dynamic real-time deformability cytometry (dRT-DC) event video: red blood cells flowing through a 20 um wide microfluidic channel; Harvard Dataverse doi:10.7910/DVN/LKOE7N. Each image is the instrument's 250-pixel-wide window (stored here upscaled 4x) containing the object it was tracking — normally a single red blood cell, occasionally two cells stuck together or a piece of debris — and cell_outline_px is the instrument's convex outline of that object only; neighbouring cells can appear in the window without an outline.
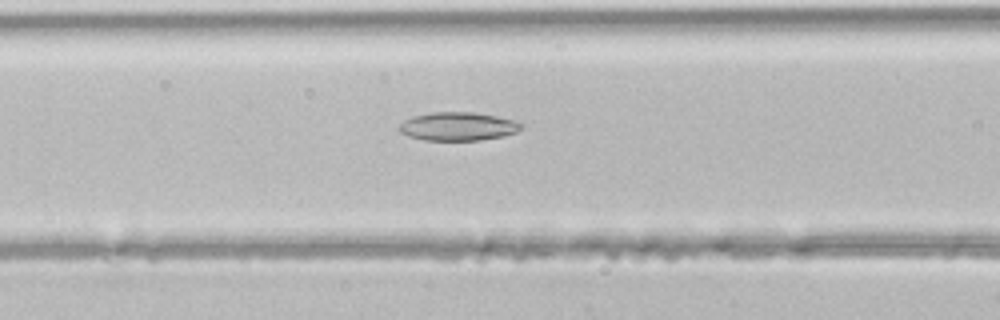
{"species": "common noctule bat (a hibernating species)", "species_latin": "Nyctalus noctula", "temperature_condition": "room temperature", "stored_images_in_passage": 39, "camera_frame_rate_fps": 3000, "um_per_image_px": 0.085, "animal": {"sex": "male", "body_mass_g": 21.5, "forearm_length_mm": 52.0}, "frame": {"image": 1, "passage_image": 12, "time_ms": 3.667, "image_size_px": [1000, 320], "cell_outline_px": [[520, 128], [516, 132], [504, 136], [480, 140], [424, 140], [408, 136], [400, 132], [396, 128], [404, 120], [412, 116], [432, 112], [472, 112], [496, 116], [512, 120], [520, 124]], "centroid_in_image_um": [38.85, 10.74], "position_along_channel_um": 127.7, "area_um2": 20.11}}
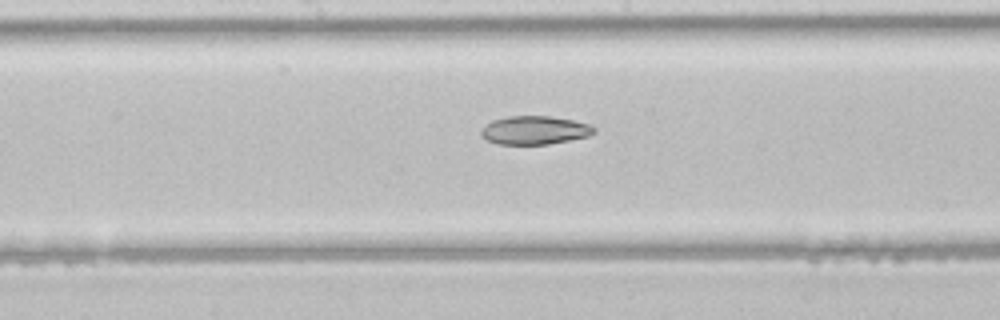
{"frame": {"image": 2, "passage_image": 17, "time_ms": 5.333, "image_size_px": [1000, 320], "cell_outline_px": [[596, 132], [588, 136], [548, 144], [496, 144], [488, 140], [480, 132], [492, 120], [508, 116], [548, 116], [572, 120], [588, 124], [596, 128]], "centroid_in_image_um": [45.46, 11.06], "position_along_channel_um": 202.7, "area_um2": 18.44}}
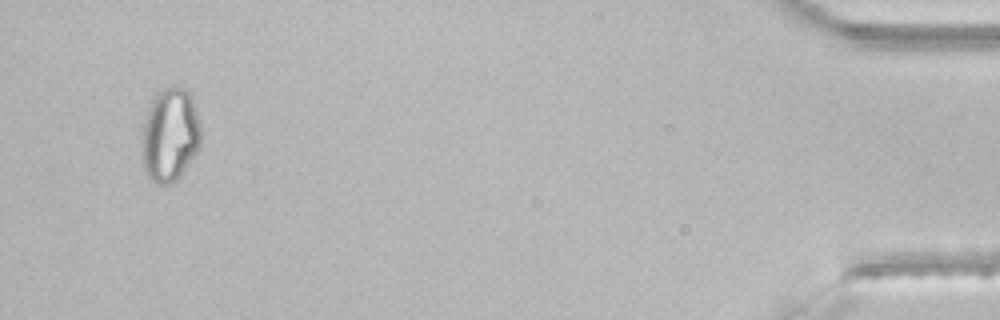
{"frame": {"image": 3, "passage_image": 37, "time_ms": 12.0, "image_size_px": [1000, 320], "cell_outline_px": [[200, 148], [180, 176], [172, 184], [156, 184], [148, 180], [144, 172], [140, 152], [140, 144], [144, 124], [152, 100], [156, 92], [164, 88], [176, 84], [184, 88], [192, 96], [196, 108], [200, 124]], "centroid_in_image_um": [14.43, 11.49], "position_along_channel_um": 420.8, "area_um2": 33.0}}